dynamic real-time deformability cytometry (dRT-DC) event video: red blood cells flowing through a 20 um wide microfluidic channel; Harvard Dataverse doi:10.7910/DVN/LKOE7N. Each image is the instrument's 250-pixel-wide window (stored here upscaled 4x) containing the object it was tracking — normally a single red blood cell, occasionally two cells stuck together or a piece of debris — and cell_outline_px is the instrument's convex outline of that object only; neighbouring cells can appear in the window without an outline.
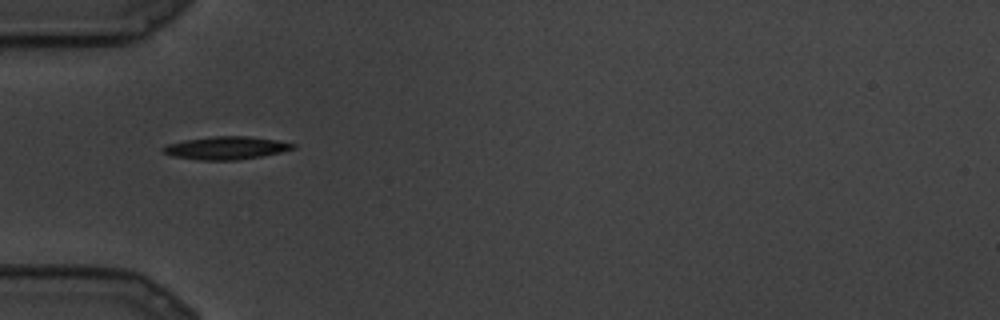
{"species": "common noctule bat (a hibernating species)", "species_latin": "Nyctalus noctula", "temperature_condition": "cold", "stored_images_in_passage": 4, "camera_frame_rate_fps": 3000, "um_per_image_px": 0.085, "animal": {"sex": "male", "body_mass_g": 19.5, "forearm_length_mm": 54.6}, "frame": {"image": 1, "passage_image": 1, "time_ms": 0.0, "image_size_px": [1000, 320], "cell_outline_px": [[296, 148], [280, 152], [260, 156], [236, 160], [200, 160], [172, 156], [164, 152], [160, 148], [168, 144], [184, 140], [212, 136], [252, 136], [276, 140], [296, 144]], "centroid_in_image_um": [19.21, 12.57], "position_along_channel_um": 65.8, "area_um2": 17.28}}
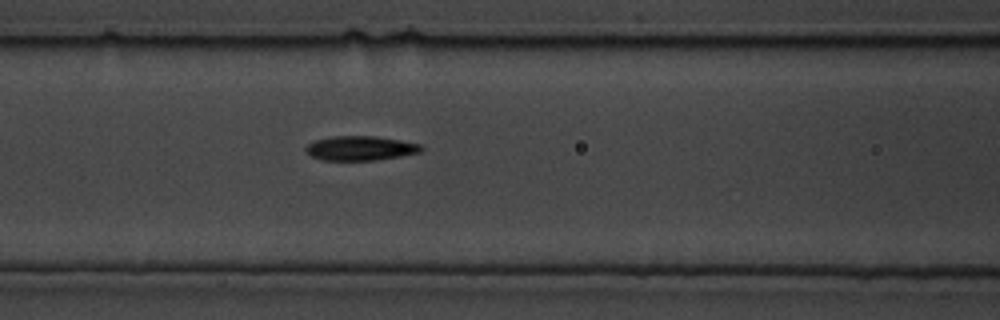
{"frame": {"image": 2, "passage_image": 4, "time_ms": 1.0, "image_size_px": [1000, 320], "cell_outline_px": [[424, 148], [420, 152], [400, 156], [376, 160], [320, 160], [304, 152], [304, 148], [308, 144], [316, 140], [332, 136], [376, 136], [400, 140], [420, 144]], "centroid_in_image_um": [30.61, 12.6], "position_along_channel_um": 136.0, "area_um2": 16.47}}